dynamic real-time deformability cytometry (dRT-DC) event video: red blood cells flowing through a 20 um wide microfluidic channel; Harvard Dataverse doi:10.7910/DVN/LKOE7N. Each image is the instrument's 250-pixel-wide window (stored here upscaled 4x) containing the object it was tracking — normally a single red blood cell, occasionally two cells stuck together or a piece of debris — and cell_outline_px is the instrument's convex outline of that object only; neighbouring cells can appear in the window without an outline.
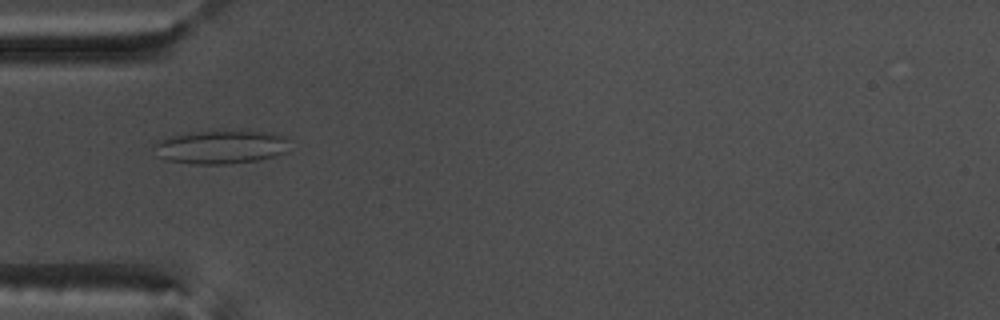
{"species": "common noctule bat (a hibernating species)", "species_latin": "Nyctalus noctula", "temperature_condition": "warm", "stored_images_in_passage": 42, "camera_frame_rate_fps": 3000, "um_per_image_px": 0.085, "animal": {"sex": "male", "body_mass_g": 17.5, "forearm_length_mm": 52.3}, "frame": {"image": 1, "passage_image": 5, "time_ms": 1.333, "image_size_px": [1000, 320], "cell_outline_px": [[288, 152], [256, 160], [228, 164], [196, 164], [164, 160], [156, 156], [152, 148], [152, 144], [160, 140], [172, 136], [200, 132], [264, 132], [288, 136]], "centroid_in_image_um": [18.74, 12.52], "position_along_channel_um": 66.3, "area_um2": 26.18}}
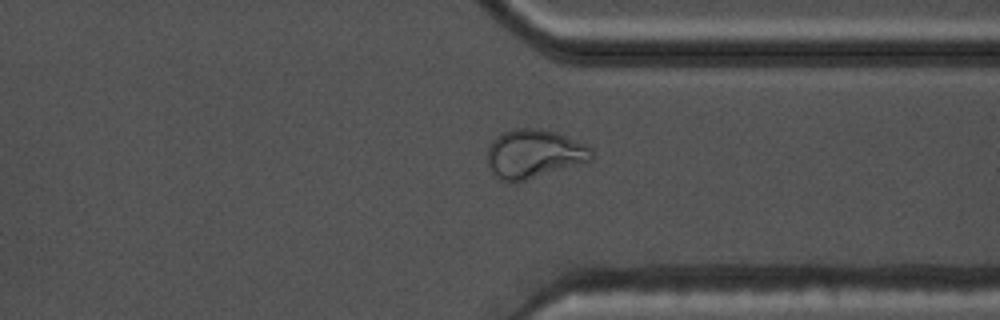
{"frame": {"image": 2, "passage_image": 29, "time_ms": 9.333, "image_size_px": [1000, 320], "cell_outline_px": [[592, 160], [512, 184], [508, 184], [500, 180], [492, 172], [488, 164], [488, 144], [496, 136], [504, 132], [516, 128], [532, 128], [556, 132], [584, 144], [592, 148]], "centroid_in_image_um": [45.34, 13.09], "position_along_channel_um": 366.1, "area_um2": 29.48}}
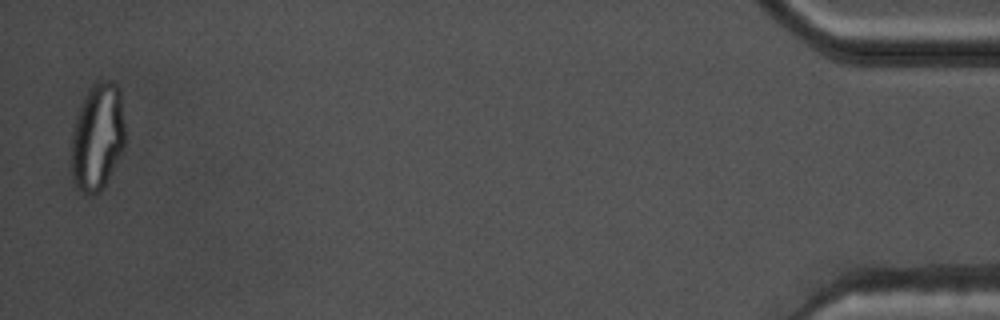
{"frame": {"image": 3, "passage_image": 41, "time_ms": 13.333, "image_size_px": [1000, 320], "cell_outline_px": [[124, 148], [104, 188], [92, 196], [88, 196], [72, 180], [72, 132], [76, 116], [92, 84], [100, 80], [112, 80], [120, 88], [124, 124]], "centroid_in_image_um": [8.3, 11.65], "position_along_channel_um": 426.9, "area_um2": 33.58}, "authors_computed_cell_mechanics": {"area_um2": 24.3916, "velocity_mm_per_s": 3.7609, "shape_relaxation_time_tau1_ms": null, "shape_relaxation_time_tau2_ms": 1.0515, "deformation_change_tau1": null, "deformation_change_tau2": 0.0883}}